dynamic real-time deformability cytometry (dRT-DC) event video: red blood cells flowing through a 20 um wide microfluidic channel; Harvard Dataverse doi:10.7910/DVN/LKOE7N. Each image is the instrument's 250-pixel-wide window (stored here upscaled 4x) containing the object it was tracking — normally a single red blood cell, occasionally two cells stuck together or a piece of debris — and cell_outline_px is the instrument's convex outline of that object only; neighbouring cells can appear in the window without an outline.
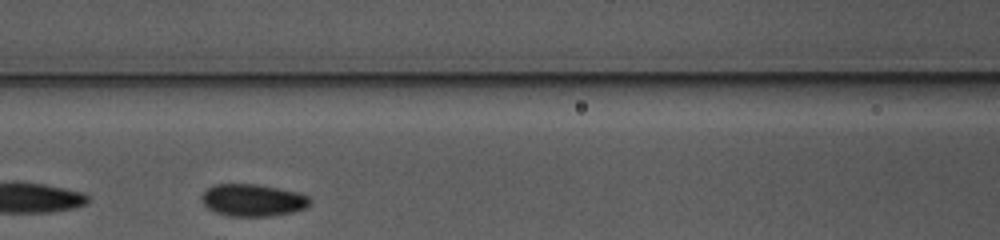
{"species": "common noctule bat (a hibernating species)", "species_latin": "Nyctalus noctula", "temperature_condition": "warm", "stored_images_in_passage": 16, "camera_frame_rate_fps": 3000, "um_per_image_px": 0.085, "animal": {"sex": "female", "body_mass_g": 10.0, "forearm_length_mm": 53.1}, "frame": {"image": 1, "passage_image": 7, "time_ms": 2.0, "image_size_px": [1000, 240], "cell_outline_px": [[304, 200], [300, 204], [292, 208], [256, 212], [240, 212], [224, 208], [208, 200], [208, 196], [212, 192], [220, 188], [256, 188], [296, 196]], "centroid_in_image_um": [21.49, 16.98], "position_along_channel_um": 145.1, "area_um2": 12.31}}
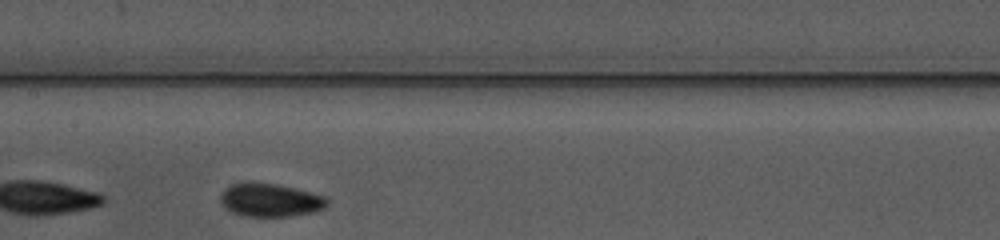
{"frame": {"image": 2, "passage_image": 10, "time_ms": 3.0, "image_size_px": [1000, 240], "cell_outline_px": [[320, 204], [308, 208], [280, 212], [256, 212], [240, 208], [232, 204], [232, 192], [240, 188], [264, 188], [288, 192], [308, 196], [316, 200]], "centroid_in_image_um": [22.99, 17.03], "position_along_channel_um": 184.4, "area_um2": 11.44}}